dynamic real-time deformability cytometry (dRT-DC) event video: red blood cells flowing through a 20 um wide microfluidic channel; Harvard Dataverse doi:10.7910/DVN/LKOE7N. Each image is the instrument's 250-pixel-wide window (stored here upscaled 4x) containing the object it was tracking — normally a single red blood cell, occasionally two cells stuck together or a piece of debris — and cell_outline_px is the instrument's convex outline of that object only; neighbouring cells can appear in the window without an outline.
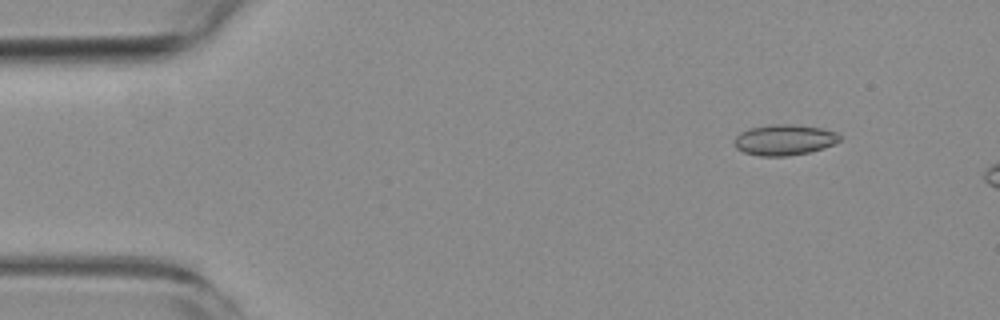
{"species": "common noctule bat (a hibernating species)", "species_latin": "Nyctalus noctula", "temperature_condition": "room temperature", "stored_images_in_passage": 12, "camera_frame_rate_fps": 3000, "um_per_image_px": 0.085, "animal": {"sex": "female", "body_mass_g": 19.3, "forearm_length_mm": 54.1}, "frame": {"image": 1, "passage_image": 6, "time_ms": 1.667, "image_size_px": [1000, 320], "cell_outline_px": [[840, 140], [824, 148], [808, 152], [788, 156], [760, 156], [744, 152], [736, 148], [732, 144], [732, 140], [740, 132], [748, 128], [772, 124], [792, 124], [820, 128], [836, 132], [840, 136]], "centroid_in_image_um": [66.6, 11.88], "position_along_channel_um": 18.4, "area_um2": 18.96}}